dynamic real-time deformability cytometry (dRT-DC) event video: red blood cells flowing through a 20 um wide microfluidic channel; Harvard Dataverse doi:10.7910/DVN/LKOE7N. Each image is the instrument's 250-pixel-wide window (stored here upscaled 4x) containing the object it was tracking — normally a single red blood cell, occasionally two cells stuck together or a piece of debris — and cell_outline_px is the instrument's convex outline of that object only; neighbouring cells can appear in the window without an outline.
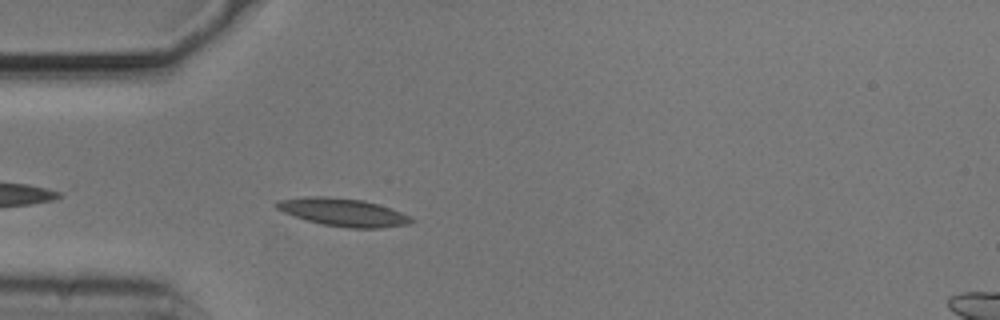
{"species": "common noctule bat (a hibernating species)", "species_latin": "Nyctalus noctula", "temperature_condition": "cold", "stored_images_in_passage": 33, "camera_frame_rate_fps": 3000, "um_per_image_px": 0.085, "animal": {"sex": "male", "body_mass_g": 20.5, "forearm_length_mm": 52.5}, "frame": {"image": 1, "passage_image": 3, "time_ms": 0.667, "image_size_px": [1000, 320], "cell_outline_px": [[416, 220], [408, 224], [380, 228], [348, 228], [324, 224], [308, 220], [284, 212], [276, 208], [272, 204], [276, 200], [304, 196], [328, 196], [364, 200], [412, 216]], "centroid_in_image_um": [29.14, 18.03], "position_along_channel_um": 55.9, "area_um2": 21.85}}
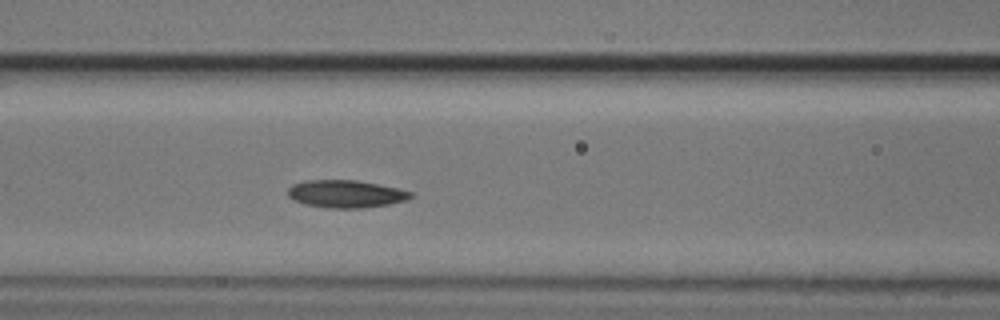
{"frame": {"image": 2, "passage_image": 10, "time_ms": 3.0, "image_size_px": [1000, 320], "cell_outline_px": [[412, 196], [408, 200], [388, 204], [360, 208], [332, 208], [304, 204], [288, 196], [288, 188], [292, 184], [304, 180], [356, 180], [396, 188], [412, 192]], "centroid_in_image_um": [29.37, 16.47], "position_along_channel_um": 137.2, "area_um2": 19.54}}
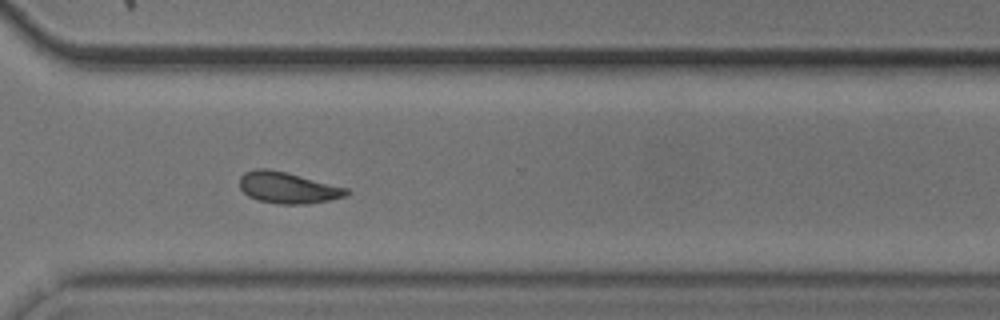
{"frame": {"image": 3, "passage_image": 27, "time_ms": 8.667, "image_size_px": [1000, 320], "cell_outline_px": [[352, 192], [348, 196], [308, 204], [276, 204], [260, 200], [248, 196], [240, 188], [240, 176], [244, 172], [256, 168], [268, 168], [348, 188]], "centroid_in_image_um": [24.47, 15.96], "position_along_channel_um": 346.1, "area_um2": 19.48}, "authors_computed_cell_mechanics": {"area_um2": 19.652, "velocity_mm_per_s": 3.6975, "shape_relaxation_time_tau1_ms": 4.0459, "shape_relaxation_time_tau2_ms": 3.9787, "deformation_change_tau1": 0.1302, "deformation_change_tau2": 0.1062}}